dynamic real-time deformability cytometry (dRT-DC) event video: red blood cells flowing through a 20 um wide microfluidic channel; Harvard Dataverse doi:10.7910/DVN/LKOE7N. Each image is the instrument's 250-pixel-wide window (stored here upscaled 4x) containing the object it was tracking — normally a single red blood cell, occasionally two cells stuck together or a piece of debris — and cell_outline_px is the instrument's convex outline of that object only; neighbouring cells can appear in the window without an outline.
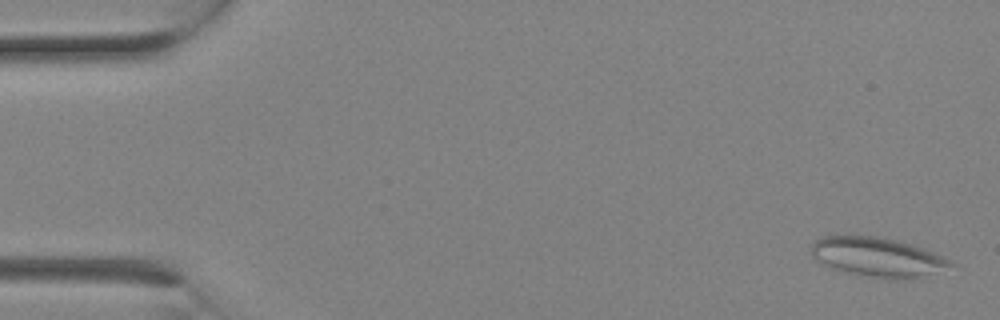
{"species": "Egyptian fruit bat (a non-hibernating species)", "species_latin": "Rousettus aegyptiacus", "temperature_condition": "room temperature", "stored_images_in_passage": 3, "camera_frame_rate_fps": 3000, "um_per_image_px": 0.085, "animal": {"sex": "female"}, "frame": {"image": 1, "passage_image": 3, "time_ms": 0.667, "image_size_px": [1000, 320], "cell_outline_px": [[952, 264], [920, 276], [900, 280], [892, 280], [868, 276], [832, 268], [820, 264], [812, 256], [812, 244], [820, 236], [880, 236], [912, 244], [924, 248], [948, 260]], "centroid_in_image_um": [74.48, 21.83], "position_along_channel_um": 10.5, "area_um2": 31.21}}